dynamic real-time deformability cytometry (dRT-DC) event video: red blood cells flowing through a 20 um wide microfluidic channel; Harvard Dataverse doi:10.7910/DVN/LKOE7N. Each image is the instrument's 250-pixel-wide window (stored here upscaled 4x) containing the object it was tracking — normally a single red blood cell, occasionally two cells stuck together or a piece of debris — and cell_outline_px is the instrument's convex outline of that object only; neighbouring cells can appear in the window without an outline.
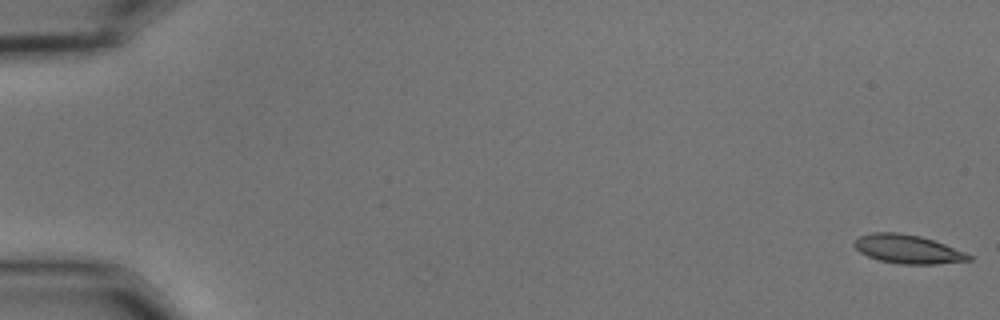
{"species": "common noctule bat (a hibernating species)", "species_latin": "Nyctalus noctula", "temperature_condition": "cold", "stored_images_in_passage": 56, "camera_frame_rate_fps": 3000, "um_per_image_px": 0.085, "animal": {"sex": "male", "body_mass_g": 15.6}, "frame": {"image": 1, "passage_image": 1, "time_ms": 0.0, "image_size_px": [1000, 320], "cell_outline_px": [[972, 260], [936, 264], [900, 264], [880, 260], [868, 256], [860, 252], [852, 244], [860, 236], [872, 232], [900, 232], [920, 236], [944, 244], [964, 252], [972, 256]], "centroid_in_image_um": [77.14, 21.17], "position_along_channel_um": 7.9, "area_um2": 19.02}}
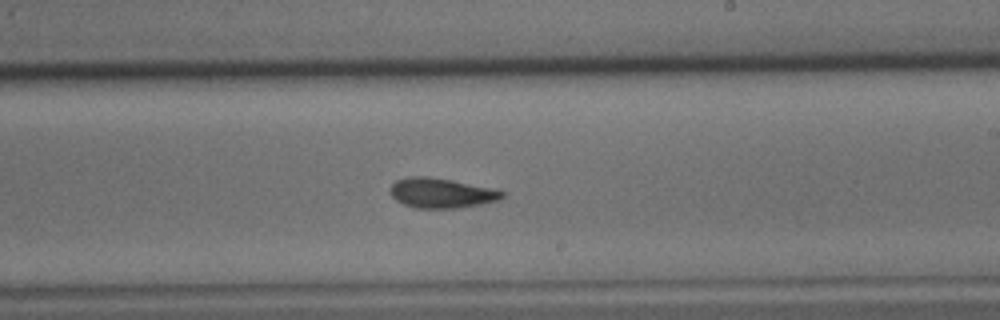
{"frame": {"image": 2, "passage_image": 34, "time_ms": 11.0, "image_size_px": [1000, 320], "cell_outline_px": [[504, 196], [500, 200], [480, 204], [456, 208], [416, 208], [404, 204], [396, 200], [388, 192], [392, 184], [396, 180], [408, 176], [428, 176], [496, 188], [504, 192]], "centroid_in_image_um": [37.51, 16.4], "position_along_channel_um": 251.5, "area_um2": 19.65}}
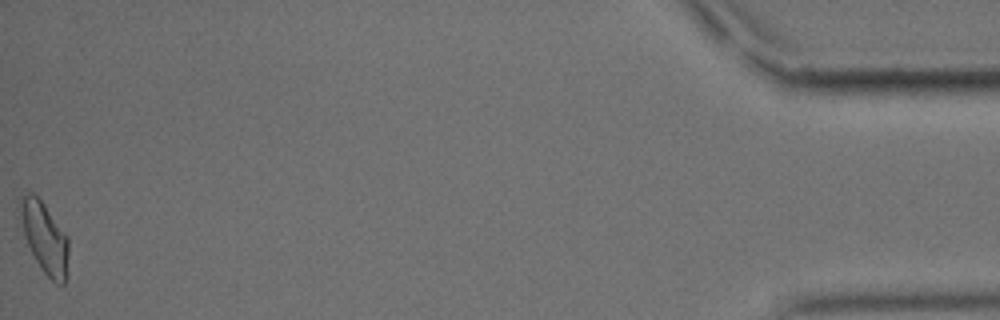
{"frame": {"image": 3, "passage_image": 56, "time_ms": 18.333, "image_size_px": [1000, 320], "cell_outline_px": [[68, 276], [64, 284], [56, 284], [40, 268], [28, 244], [16, 208], [20, 196], [28, 192], [32, 192], [44, 204], [68, 236]], "centroid_in_image_um": [3.78, 20.18], "position_along_channel_um": 431.4, "area_um2": 20.29}, "authors_computed_cell_mechanics": {"area_um2": 19.3052, "velocity_mm_per_s": 3.6648, "shape_relaxation_time_tau1_ms": 7.9328, "shape_relaxation_time_tau2_ms": 2.9645, "deformation_change_tau1": 0.1816, "deformation_change_tau2": 0.0956}}